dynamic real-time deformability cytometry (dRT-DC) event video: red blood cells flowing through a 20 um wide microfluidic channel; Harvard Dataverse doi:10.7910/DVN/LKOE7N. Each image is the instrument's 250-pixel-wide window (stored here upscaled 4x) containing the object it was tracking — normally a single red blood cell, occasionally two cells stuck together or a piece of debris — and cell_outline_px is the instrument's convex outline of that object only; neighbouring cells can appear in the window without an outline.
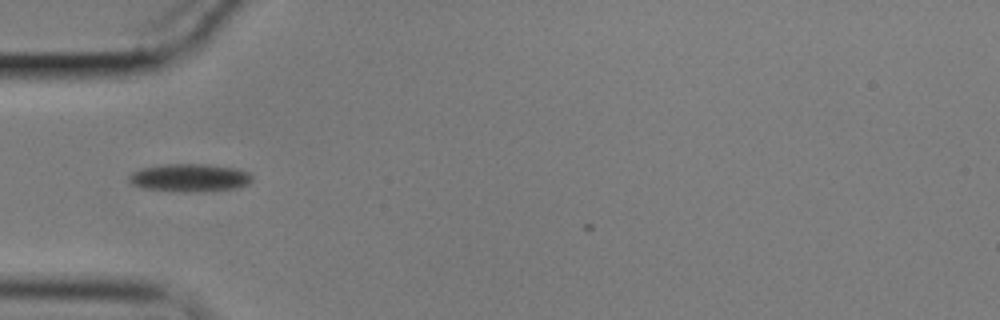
{"species": "common noctule bat (a hibernating species)", "species_latin": "Nyctalus noctula", "temperature_condition": "cold", "stored_images_in_passage": 7, "camera_frame_rate_fps": 3000, "um_per_image_px": 0.085, "animal": {"sex": "male", "body_mass_g": 17.9}, "frame": {"image": 1, "passage_image": 5, "time_ms": 1.333, "image_size_px": [1000, 320], "cell_outline_px": [[252, 180], [248, 184], [232, 188], [144, 188], [132, 184], [128, 180], [128, 176], [132, 172], [140, 168], [164, 164], [204, 164], [240, 168], [248, 172], [252, 176]], "centroid_in_image_um": [16.11, 15.01], "position_along_channel_um": 68.9, "area_um2": 18.61}}